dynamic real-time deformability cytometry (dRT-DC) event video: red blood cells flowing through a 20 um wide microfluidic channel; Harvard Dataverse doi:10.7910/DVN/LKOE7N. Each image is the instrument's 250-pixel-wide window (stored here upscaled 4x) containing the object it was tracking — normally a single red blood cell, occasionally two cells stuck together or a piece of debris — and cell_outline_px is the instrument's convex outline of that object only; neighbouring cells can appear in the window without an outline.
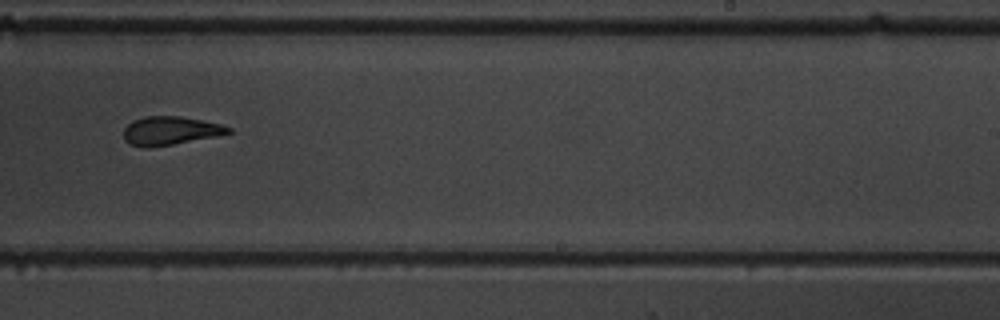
{"species": "common noctule bat (a hibernating species)", "species_latin": "Nyctalus noctula", "temperature_condition": "warm", "stored_images_in_passage": 14, "camera_frame_rate_fps": 3000, "um_per_image_px": 0.085, "animal": {"sex": "male", "body_mass_g": 19.5, "forearm_length_mm": 54.6}, "frame": {"image": 1, "passage_image": 10, "time_ms": 11.667, "image_size_px": [1000, 320], "cell_outline_px": [[232, 132], [220, 136], [148, 148], [128, 144], [124, 140], [124, 128], [132, 120], [144, 116], [180, 116], [220, 124], [232, 128]], "centroid_in_image_um": [14.46, 11.11], "position_along_channel_um": 274.5, "area_um2": 17.51}}
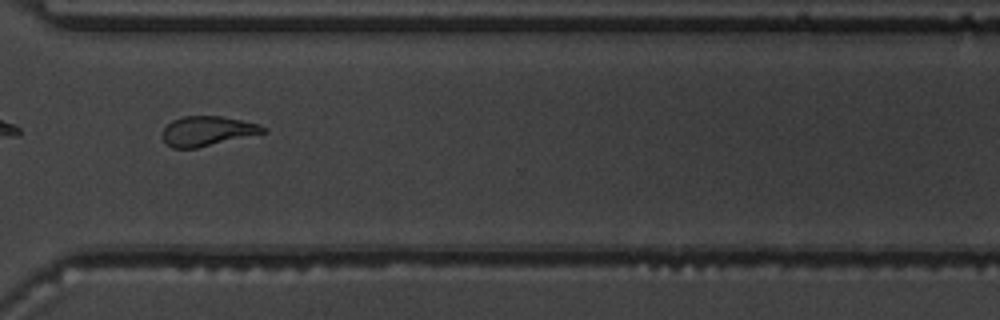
{"frame": {"image": 2, "passage_image": 12, "time_ms": 13.667, "image_size_px": [1000, 320], "cell_outline_px": [[268, 132], [196, 148], [172, 148], [164, 140], [164, 128], [172, 120], [184, 116], [220, 116], [260, 124], [268, 128]], "centroid_in_image_um": [17.68, 11.13], "position_along_channel_um": 352.9, "area_um2": 17.28}, "authors_computed_cell_mechanics": {"area_um2": 18.3226, "velocity_mm_per_s": 3.8954, "shape_relaxation_time_tau1_ms": 2.4969, "shape_relaxation_time_tau2_ms": 8.3864, "deformation_change_tau1": 0.1106, "deformation_change_tau2": 0.1608}}